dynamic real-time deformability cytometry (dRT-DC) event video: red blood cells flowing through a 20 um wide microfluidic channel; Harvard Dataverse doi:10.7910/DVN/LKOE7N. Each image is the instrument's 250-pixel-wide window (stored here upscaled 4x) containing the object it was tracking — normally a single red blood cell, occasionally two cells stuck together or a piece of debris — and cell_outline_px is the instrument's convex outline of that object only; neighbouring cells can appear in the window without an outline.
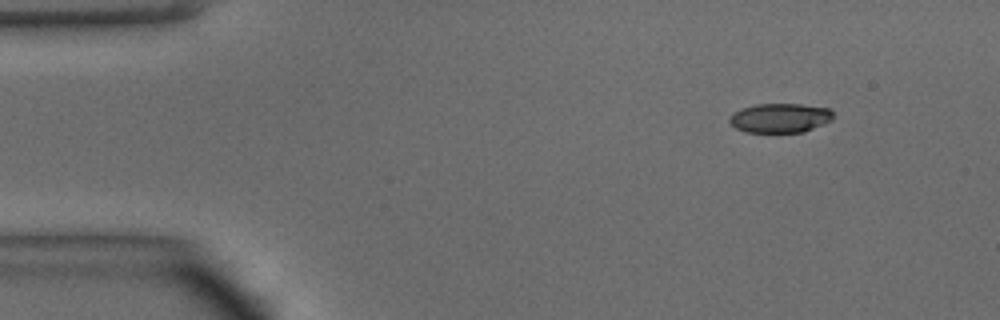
{"species": "common noctule bat (a hibernating species)", "species_latin": "Nyctalus noctula", "temperature_condition": "warm", "stored_images_in_passage": 44, "camera_frame_rate_fps": 3000, "um_per_image_px": 0.085, "animal": {"sex": "male", "body_mass_g": 15.6}, "frame": {"image": 1, "passage_image": 1, "time_ms": 0.0, "image_size_px": [1000, 320], "cell_outline_px": [[832, 120], [804, 132], [744, 132], [736, 128], [728, 120], [728, 116], [732, 112], [740, 108], [756, 104], [800, 104], [828, 108], [832, 112]], "centroid_in_image_um": [66.25, 10.02], "position_along_channel_um": 18.8, "area_um2": 17.8}}
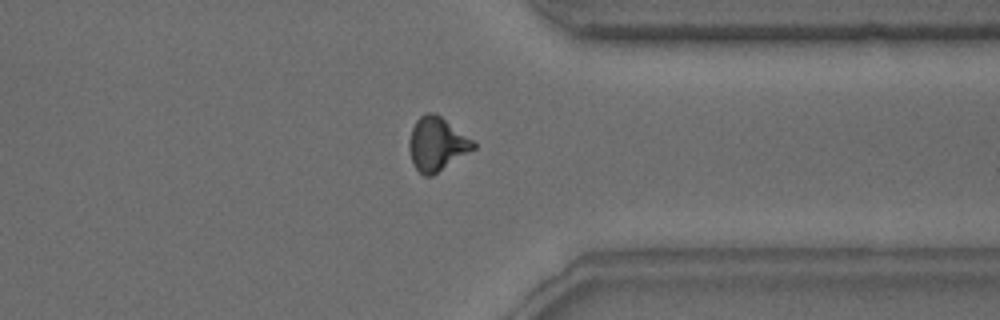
{"frame": {"image": 2, "passage_image": 33, "time_ms": 10.667, "image_size_px": [1000, 320], "cell_outline_px": [[476, 148], [432, 176], [424, 176], [416, 168], [412, 160], [408, 148], [408, 140], [412, 128], [416, 120], [424, 112], [432, 112], [440, 116], [472, 140], [476, 144]], "centroid_in_image_um": [37.11, 12.24], "position_along_channel_um": 374.3, "area_um2": 19.88}}
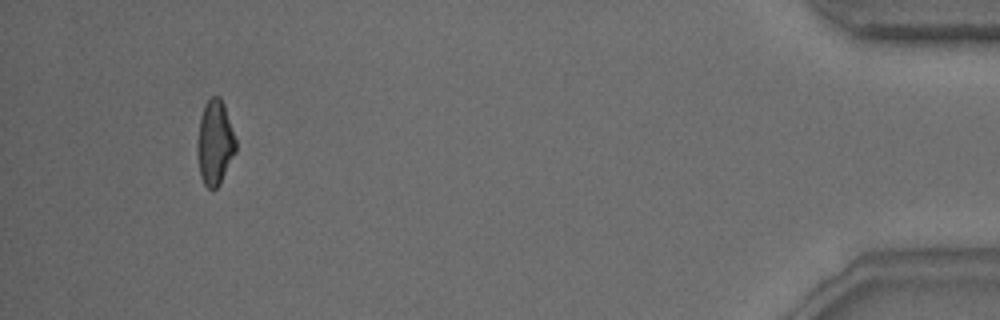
{"frame": {"image": 3, "passage_image": 41, "time_ms": 13.333, "image_size_px": [1000, 320], "cell_outline_px": [[236, 152], [220, 184], [216, 188], [208, 188], [204, 184], [200, 176], [196, 152], [196, 144], [200, 116], [204, 104], [212, 96], [220, 96], [224, 104], [236, 140]], "centroid_in_image_um": [18.25, 12.12], "position_along_channel_um": 417.0, "area_um2": 19.25}, "authors_computed_cell_mechanics": {"area_um2": 19.4497, "velocity_mm_per_s": 4.1596, "shape_relaxation_time_tau1_ms": 3.5658, "shape_relaxation_time_tau2_ms": 1.8083, "deformation_change_tau1": 0.1689, "deformation_change_tau2": 0.0934}}